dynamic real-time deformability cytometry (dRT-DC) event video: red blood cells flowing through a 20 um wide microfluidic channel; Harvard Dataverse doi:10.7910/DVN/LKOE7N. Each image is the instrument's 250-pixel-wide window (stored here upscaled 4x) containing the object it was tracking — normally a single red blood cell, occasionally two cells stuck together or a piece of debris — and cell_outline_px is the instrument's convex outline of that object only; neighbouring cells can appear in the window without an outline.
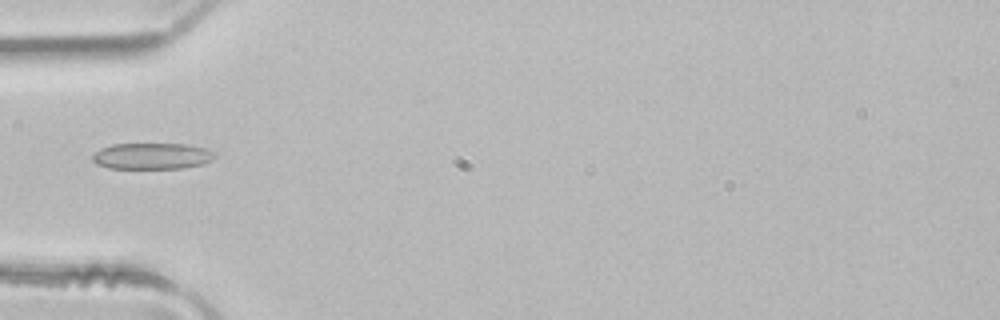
{"species": "common noctule bat (a hibernating species)", "species_latin": "Nyctalus noctula", "temperature_condition": "room temperature", "stored_images_in_passage": 4, "camera_frame_rate_fps": 3000, "um_per_image_px": 0.085, "animal": {"sex": "male", "body_mass_g": 21.5, "forearm_length_mm": 52.0}, "frame": {"image": 1, "passage_image": 4, "time_ms": 1.0, "image_size_px": [1000, 320], "cell_outline_px": [[216, 156], [212, 160], [200, 164], [184, 168], [108, 168], [96, 164], [92, 160], [92, 156], [100, 148], [112, 144], [188, 144], [208, 148], [216, 152]], "centroid_in_image_um": [12.94, 13.26], "position_along_channel_um": 72.1, "area_um2": 18.84}}